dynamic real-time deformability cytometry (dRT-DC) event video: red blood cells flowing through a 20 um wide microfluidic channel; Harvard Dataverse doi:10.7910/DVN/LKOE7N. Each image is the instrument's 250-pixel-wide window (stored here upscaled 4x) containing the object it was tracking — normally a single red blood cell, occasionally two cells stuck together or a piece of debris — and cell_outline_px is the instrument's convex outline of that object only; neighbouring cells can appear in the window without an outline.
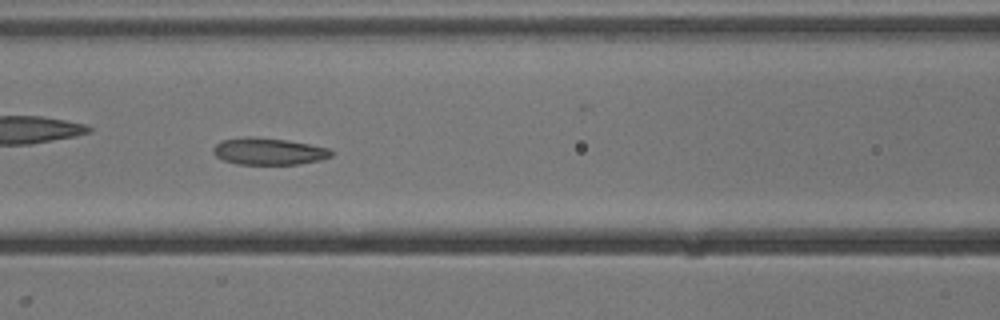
{"species": "common noctule bat (a hibernating species)", "species_latin": "Nyctalus noctula", "temperature_condition": "cold", "stored_images_in_passage": 55, "camera_frame_rate_fps": 3000, "um_per_image_px": 0.085, "animal": {"sex": "male", "body_mass_g": 13.3}, "frame": {"image": 1, "passage_image": 24, "time_ms": 7.667, "image_size_px": [1000, 320], "cell_outline_px": [[332, 156], [320, 160], [300, 164], [236, 164], [224, 160], [216, 156], [212, 152], [212, 148], [220, 140], [244, 136], [256, 136], [288, 140], [328, 148], [332, 152]], "centroid_in_image_um": [22.79, 12.85], "position_along_channel_um": 143.8, "area_um2": 18.67}}
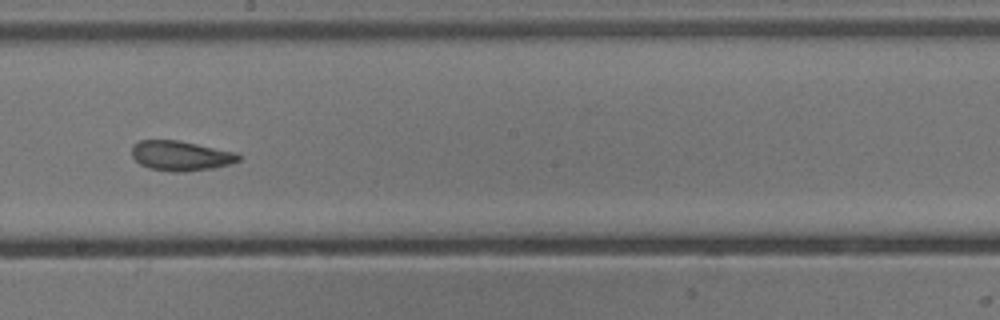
{"frame": {"image": 2, "passage_image": 31, "time_ms": 10.0, "image_size_px": [1000, 320], "cell_outline_px": [[240, 160], [228, 164], [212, 168], [184, 172], [172, 172], [148, 168], [140, 164], [132, 156], [132, 144], [140, 140], [176, 140], [236, 152], [240, 156]], "centroid_in_image_um": [15.32, 13.24], "position_along_channel_um": 232.9, "area_um2": 18.5}, "authors_computed_cell_mechanics": {"area_um2": 20.5768, "velocity_mm_per_s": 3.8255, "shape_relaxation_time_tau1_ms": null, "shape_relaxation_time_tau2_ms": 2.3958, "deformation_change_tau1": null, "deformation_change_tau2": 0.0934}}